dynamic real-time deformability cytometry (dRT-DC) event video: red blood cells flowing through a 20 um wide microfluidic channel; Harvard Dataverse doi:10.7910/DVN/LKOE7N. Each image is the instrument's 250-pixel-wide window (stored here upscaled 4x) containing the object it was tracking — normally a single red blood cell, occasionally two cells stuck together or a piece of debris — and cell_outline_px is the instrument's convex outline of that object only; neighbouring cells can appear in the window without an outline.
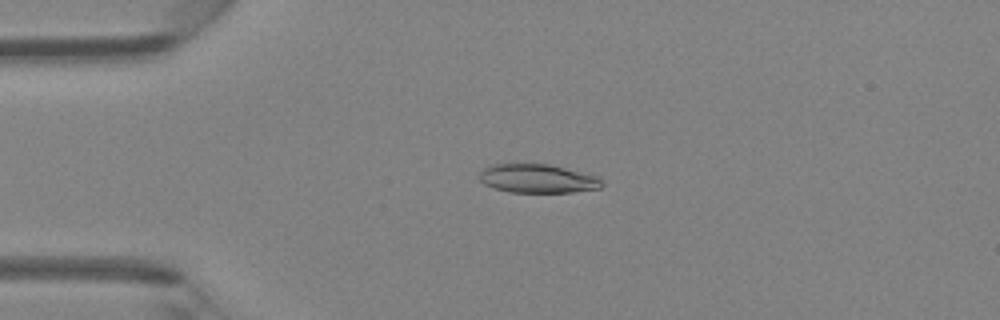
{"species": "Egyptian fruit bat (a non-hibernating species)", "species_latin": "Rousettus aegyptiacus", "temperature_condition": "room temperature", "stored_images_in_passage": 46, "camera_frame_rate_fps": 3000, "um_per_image_px": 0.085, "animal": {"sex": "female"}, "frame": {"image": 1, "passage_image": 11, "time_ms": 3.333, "image_size_px": [1000, 320], "cell_outline_px": [[604, 184], [600, 188], [572, 192], [508, 192], [484, 184], [480, 180], [480, 172], [484, 168], [492, 164], [548, 164], [596, 176]], "centroid_in_image_um": [45.67, 15.18], "position_along_channel_um": 39.3, "area_um2": 20.23}}
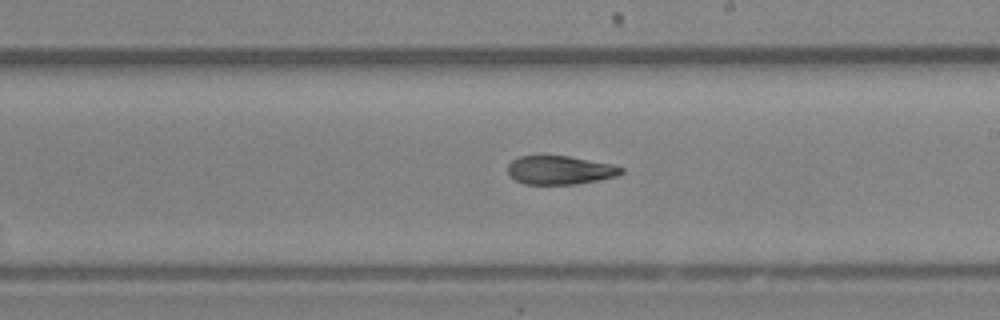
{"frame": {"image": 2, "passage_image": 27, "time_ms": 8.667, "image_size_px": [1000, 320], "cell_outline_px": [[624, 172], [616, 176], [576, 184], [524, 184], [508, 176], [508, 164], [512, 160], [520, 156], [540, 152], [568, 156], [612, 164], [624, 168]], "centroid_in_image_um": [47.52, 14.41], "position_along_channel_um": 241.5, "area_um2": 19.54}}
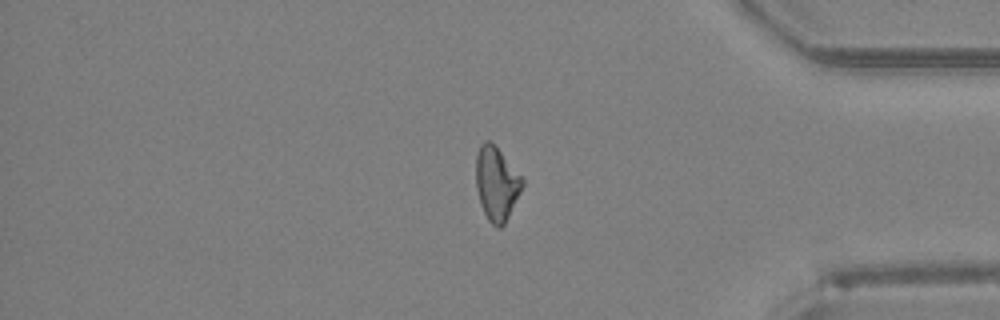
{"frame": {"image": 3, "passage_image": 39, "time_ms": 12.667, "image_size_px": [1000, 320], "cell_outline_px": [[524, 184], [504, 224], [500, 228], [496, 228], [488, 220], [480, 204], [476, 188], [476, 156], [480, 144], [484, 140], [488, 140], [500, 152], [524, 180]], "centroid_in_image_um": [42.18, 15.63], "position_along_channel_um": 393.0, "area_um2": 19.54}, "authors_computed_cell_mechanics": {"area_um2": 20.3167, "velocity_mm_per_s": 4.362, "shape_relaxation_time_tau1_ms": null, "shape_relaxation_time_tau2_ms": 4.4486, "deformation_change_tau1": null, "deformation_change_tau2": 0.1247}}